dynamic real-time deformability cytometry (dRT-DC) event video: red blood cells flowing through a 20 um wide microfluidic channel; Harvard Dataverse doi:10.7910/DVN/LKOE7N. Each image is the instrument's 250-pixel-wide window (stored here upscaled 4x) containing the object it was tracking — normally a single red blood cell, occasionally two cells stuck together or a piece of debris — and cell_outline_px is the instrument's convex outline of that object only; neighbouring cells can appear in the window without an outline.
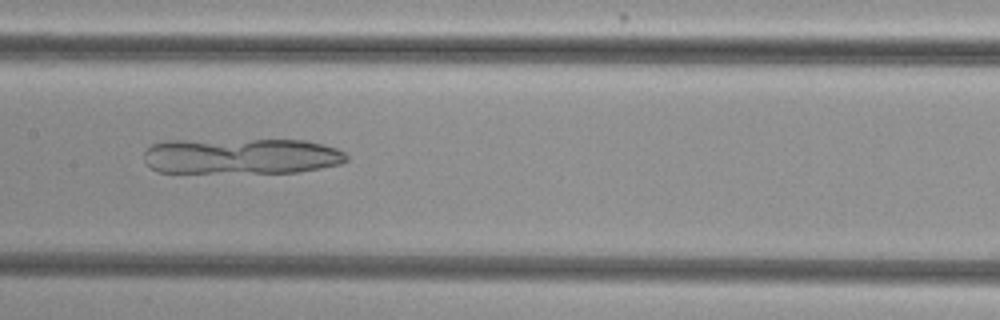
{"species": "common noctule bat (a hibernating species)", "species_latin": "Nyctalus noctula", "temperature_condition": "cold", "stored_images_in_passage": 33, "camera_frame_rate_fps": 3000, "um_per_image_px": 0.085, "animal": {"sex": "female", "body_mass_g": 29.2, "forearm_length_mm": 56.3}, "frame": {"image": 1, "passage_image": 10, "time_ms": 3.0, "image_size_px": [1000, 320], "cell_outline_px": [[348, 160], [340, 164], [300, 172], [156, 172], [144, 160], [144, 152], [152, 144], [164, 140], [308, 140], [324, 144], [336, 148], [344, 152], [348, 156]], "centroid_in_image_um": [20.52, 13.26], "position_along_channel_um": 186.9, "area_um2": 42.54}}